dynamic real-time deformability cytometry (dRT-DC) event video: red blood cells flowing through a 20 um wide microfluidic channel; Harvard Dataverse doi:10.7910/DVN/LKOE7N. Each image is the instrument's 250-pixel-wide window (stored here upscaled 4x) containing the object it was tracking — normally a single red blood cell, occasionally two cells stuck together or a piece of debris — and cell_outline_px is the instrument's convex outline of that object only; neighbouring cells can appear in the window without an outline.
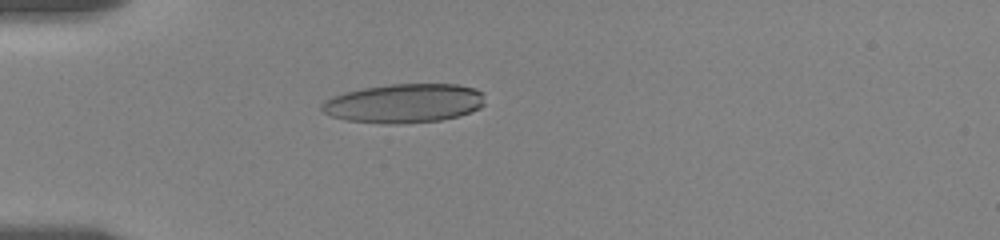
{"species": "human", "species_latin": "Homo sapiens", "temperature_condition": "room temperature", "stored_images_in_passage": 10, "camera_frame_rate_fps": 3000, "um_per_image_px": 0.085, "donor": {"sex": "female"}, "frame": {"image": 1, "passage_image": 7, "time_ms": 5.333, "image_size_px": [1000, 240], "cell_outline_px": [[484, 104], [480, 108], [472, 112], [460, 116], [440, 120], [392, 124], [388, 124], [344, 120], [332, 116], [324, 112], [320, 108], [320, 104], [324, 100], [332, 96], [344, 92], [364, 88], [392, 84], [456, 84], [476, 88], [484, 92]], "centroid_in_image_um": [34.37, 8.77], "position_along_channel_um": 50.6, "area_um2": 37.4}}
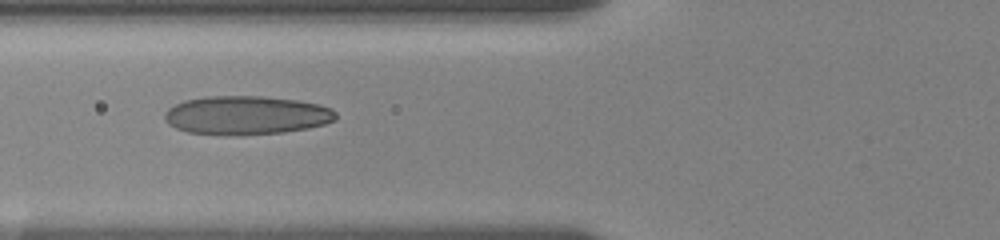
{"frame": {"image": 2, "passage_image": 9, "time_ms": 7.333, "image_size_px": [1000, 240], "cell_outline_px": [[336, 120], [324, 124], [308, 128], [284, 132], [236, 136], [188, 132], [176, 128], [168, 124], [164, 120], [164, 112], [168, 108], [184, 100], [204, 96], [260, 96], [296, 100], [320, 104], [332, 108], [336, 112]], "centroid_in_image_um": [20.93, 9.8], "position_along_channel_um": 104.9, "area_um2": 38.96}}